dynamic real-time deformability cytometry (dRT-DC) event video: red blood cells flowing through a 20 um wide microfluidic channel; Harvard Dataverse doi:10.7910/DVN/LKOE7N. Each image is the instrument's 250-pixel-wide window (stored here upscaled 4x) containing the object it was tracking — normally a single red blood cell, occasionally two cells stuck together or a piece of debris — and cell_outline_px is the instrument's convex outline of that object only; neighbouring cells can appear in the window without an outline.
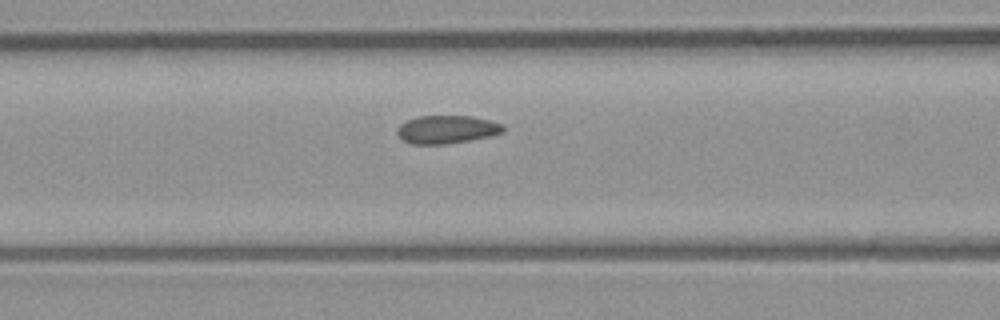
{"species": "common noctule bat (a hibernating species)", "species_latin": "Nyctalus noctula", "temperature_condition": "room temperature", "stored_images_in_passage": 5, "camera_frame_rate_fps": 3000, "um_per_image_px": 0.085, "animal": {"sex": "male", "body_mass_g": 23.1, "forearm_length_mm": 52.7}, "frame": {"image": 1, "passage_image": 5, "time_ms": 1.333, "image_size_px": [1000, 320], "cell_outline_px": [[504, 132], [488, 136], [448, 144], [412, 144], [404, 140], [396, 132], [400, 124], [416, 116], [472, 116], [492, 120], [504, 124]], "centroid_in_image_um": [38.0, 10.99], "position_along_channel_um": 128.6, "area_um2": 17.34}}